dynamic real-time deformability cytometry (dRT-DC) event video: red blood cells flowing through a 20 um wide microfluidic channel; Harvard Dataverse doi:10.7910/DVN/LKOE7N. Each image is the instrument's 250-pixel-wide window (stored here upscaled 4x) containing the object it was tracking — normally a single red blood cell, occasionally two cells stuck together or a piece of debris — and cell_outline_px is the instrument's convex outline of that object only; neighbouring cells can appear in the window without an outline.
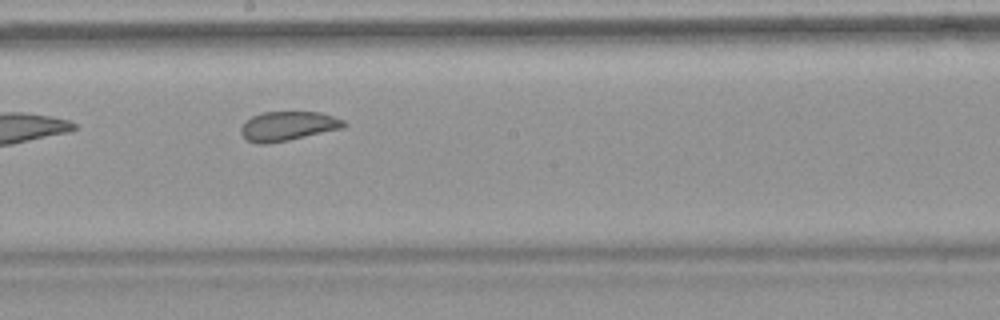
{"species": "common noctule bat (a hibernating species)", "species_latin": "Nyctalus noctula", "temperature_condition": "warm", "stored_images_in_passage": 10, "camera_frame_rate_fps": 3000, "um_per_image_px": 0.085, "animal": {"sex": "female", "body_mass_g": 18.4}, "frame": {"image": 1, "passage_image": 5, "time_ms": 4.667, "image_size_px": [1000, 320], "cell_outline_px": [[348, 124], [344, 128], [288, 140], [264, 144], [256, 144], [248, 140], [240, 132], [240, 128], [244, 120], [252, 116], [264, 112], [320, 112], [344, 120]], "centroid_in_image_um": [24.47, 10.71], "position_along_channel_um": 223.7, "area_um2": 17.63}}